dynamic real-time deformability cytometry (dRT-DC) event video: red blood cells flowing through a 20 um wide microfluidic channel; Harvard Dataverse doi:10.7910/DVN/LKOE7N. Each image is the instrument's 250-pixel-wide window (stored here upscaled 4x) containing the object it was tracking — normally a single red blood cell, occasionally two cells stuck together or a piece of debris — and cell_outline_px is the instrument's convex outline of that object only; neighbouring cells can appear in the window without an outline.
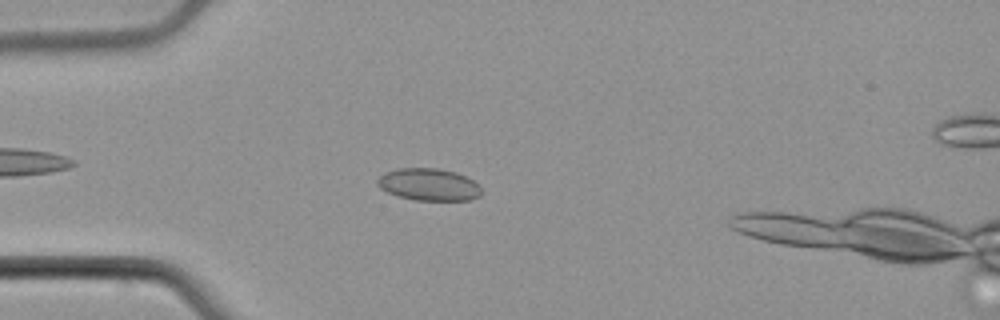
{"species": "common noctule bat (a hibernating species)", "species_latin": "Nyctalus noctula", "temperature_condition": "cold", "stored_images_in_passage": 43, "camera_frame_rate_fps": 3000, "um_per_image_px": 0.085, "animal": {"sex": "male", "body_mass_g": 21.5, "forearm_length_mm": 52.0}, "frame": {"image": 1, "passage_image": 7, "time_ms": 2.0, "image_size_px": [1000, 320], "cell_outline_px": [[480, 196], [472, 200], [416, 200], [400, 196], [388, 192], [380, 188], [376, 184], [376, 180], [384, 172], [400, 168], [440, 168], [456, 172], [472, 180], [480, 188]], "centroid_in_image_um": [36.43, 15.68], "position_along_channel_um": 48.6, "area_um2": 19.42}}
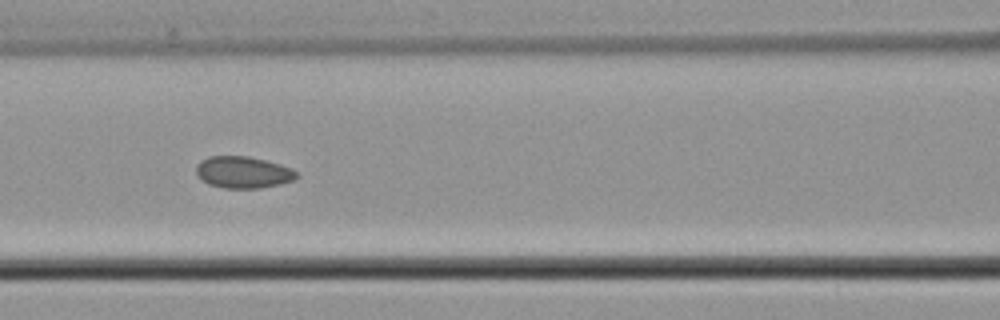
{"frame": {"image": 2, "passage_image": 16, "time_ms": 5.0, "image_size_px": [1000, 320], "cell_outline_px": [[300, 176], [296, 180], [280, 184], [260, 188], [224, 188], [208, 184], [200, 180], [196, 176], [196, 164], [208, 156], [248, 156], [280, 164], [292, 168]], "centroid_in_image_um": [20.66, 14.65], "position_along_channel_um": 145.9, "area_um2": 18.84}}
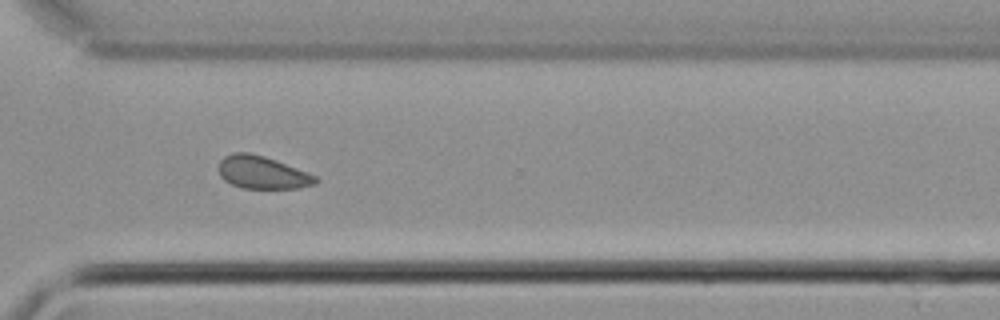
{"frame": {"image": 3, "passage_image": 32, "time_ms": 10.333, "image_size_px": [1000, 320], "cell_outline_px": [[320, 180], [316, 184], [296, 188], [240, 188], [224, 180], [220, 176], [220, 160], [224, 156], [232, 152], [248, 152], [264, 156], [276, 160], [316, 176]], "centroid_in_image_um": [22.29, 14.66], "position_along_channel_um": 348.3, "area_um2": 18.38}}